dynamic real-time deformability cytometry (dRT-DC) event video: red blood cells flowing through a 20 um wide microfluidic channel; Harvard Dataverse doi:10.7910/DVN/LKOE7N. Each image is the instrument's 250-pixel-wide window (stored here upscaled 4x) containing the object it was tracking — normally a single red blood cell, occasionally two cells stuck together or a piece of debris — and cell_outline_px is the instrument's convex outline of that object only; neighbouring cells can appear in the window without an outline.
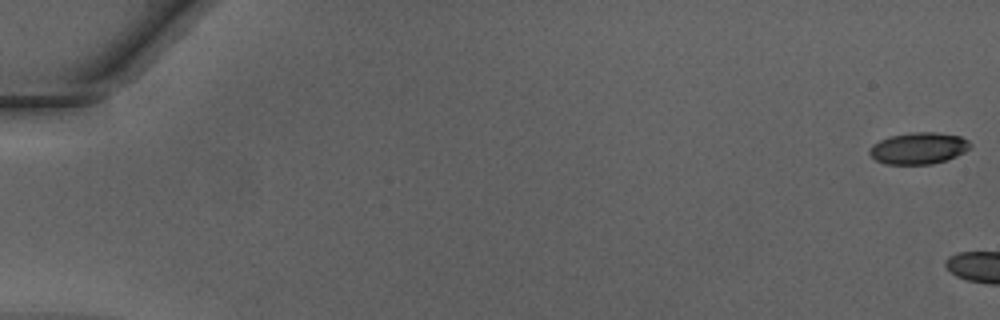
{"species": "Egyptian fruit bat (a non-hibernating species)", "species_latin": "Rousettus aegyptiacus", "temperature_condition": "warm", "stored_images_in_passage": 4, "camera_frame_rate_fps": 3000, "um_per_image_px": 0.085, "animal": {"sex": "male"}, "frame": {"image": 1, "passage_image": 1, "time_ms": 0.0, "image_size_px": [1000, 320], "cell_outline_px": [[972, 144], [964, 152], [948, 160], [932, 164], [884, 164], [876, 160], [868, 152], [868, 148], [872, 144], [888, 136], [912, 132], [936, 132], [960, 136], [968, 140]], "centroid_in_image_um": [78.06, 12.6], "position_along_channel_um": 6.9, "area_um2": 18.73}}